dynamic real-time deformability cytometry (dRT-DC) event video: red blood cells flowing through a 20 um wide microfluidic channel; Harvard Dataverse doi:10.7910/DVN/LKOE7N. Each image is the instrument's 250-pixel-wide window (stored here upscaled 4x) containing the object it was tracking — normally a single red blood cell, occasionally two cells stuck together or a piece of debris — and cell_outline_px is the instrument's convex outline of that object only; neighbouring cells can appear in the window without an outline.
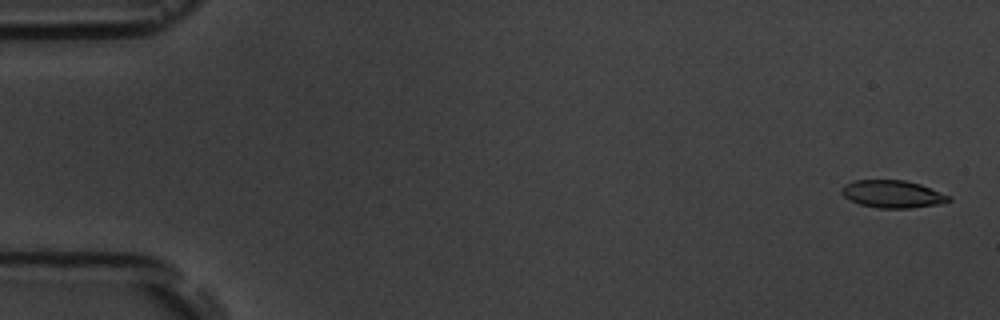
{"species": "common noctule bat (a hibernating species)", "species_latin": "Nyctalus noctula", "temperature_condition": "room temperature", "stored_images_in_passage": 4, "camera_frame_rate_fps": 3000, "um_per_image_px": 0.085, "animal": {"sex": "male", "body_mass_g": 19.5, "forearm_length_mm": 54.6}, "frame": {"image": 1, "passage_image": 1, "time_ms": 0.0, "image_size_px": [1000, 320], "cell_outline_px": [[952, 200], [936, 204], [912, 208], [876, 208], [860, 204], [844, 196], [840, 192], [840, 188], [844, 184], [852, 180], [904, 180], [920, 184], [952, 196]], "centroid_in_image_um": [75.85, 16.49], "position_along_channel_um": 9.2, "area_um2": 17.22}}